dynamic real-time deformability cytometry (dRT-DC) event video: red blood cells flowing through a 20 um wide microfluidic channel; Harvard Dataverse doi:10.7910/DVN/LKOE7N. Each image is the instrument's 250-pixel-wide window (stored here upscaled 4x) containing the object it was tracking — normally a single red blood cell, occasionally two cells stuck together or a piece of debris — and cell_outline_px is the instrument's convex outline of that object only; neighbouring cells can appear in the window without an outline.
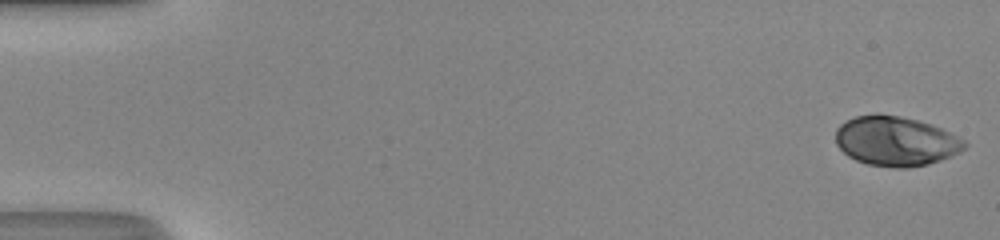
{"species": "human", "species_latin": "Homo sapiens", "temperature_condition": "room temperature", "stored_images_in_passage": 49, "camera_frame_rate_fps": 3000, "um_per_image_px": 0.085, "donor": {"sex": "male"}, "frame": {"image": 1, "passage_image": 1, "time_ms": 0.0, "image_size_px": [1000, 240], "cell_outline_px": [[968, 144], [960, 152], [940, 160], [928, 164], [908, 168], [896, 168], [868, 164], [856, 160], [848, 156], [836, 144], [836, 128], [844, 120], [856, 116], [876, 112], [900, 116], [916, 120], [940, 128], [964, 140]], "centroid_in_image_um": [76.1, 11.99], "position_along_channel_um": 8.9, "area_um2": 37.34}}
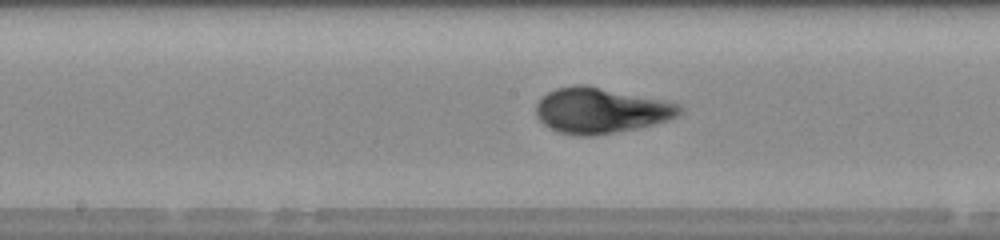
{"frame": {"image": 2, "passage_image": 26, "time_ms": 8.333, "image_size_px": [1000, 240], "cell_outline_px": [[680, 112], [676, 116], [668, 120], [636, 128], [592, 136], [576, 136], [556, 132], [548, 128], [536, 116], [536, 104], [548, 92], [556, 88], [576, 84], [584, 84], [664, 100], [680, 104]], "centroid_in_image_um": [51.02, 9.39], "position_along_channel_um": 197.2, "area_um2": 37.97}}
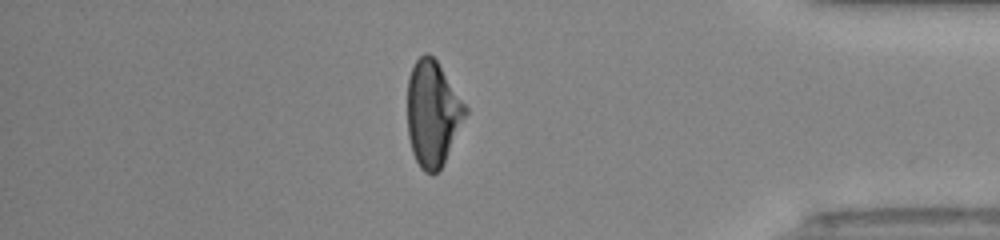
{"frame": {"image": 3, "passage_image": 42, "time_ms": 13.667, "image_size_px": [1000, 240], "cell_outline_px": [[468, 112], [444, 164], [436, 172], [424, 172], [420, 168], [412, 152], [408, 136], [408, 76], [416, 60], [424, 52], [428, 52], [436, 60], [468, 108]], "centroid_in_image_um": [36.78, 9.65], "position_along_channel_um": 398.4, "area_um2": 35.55}}